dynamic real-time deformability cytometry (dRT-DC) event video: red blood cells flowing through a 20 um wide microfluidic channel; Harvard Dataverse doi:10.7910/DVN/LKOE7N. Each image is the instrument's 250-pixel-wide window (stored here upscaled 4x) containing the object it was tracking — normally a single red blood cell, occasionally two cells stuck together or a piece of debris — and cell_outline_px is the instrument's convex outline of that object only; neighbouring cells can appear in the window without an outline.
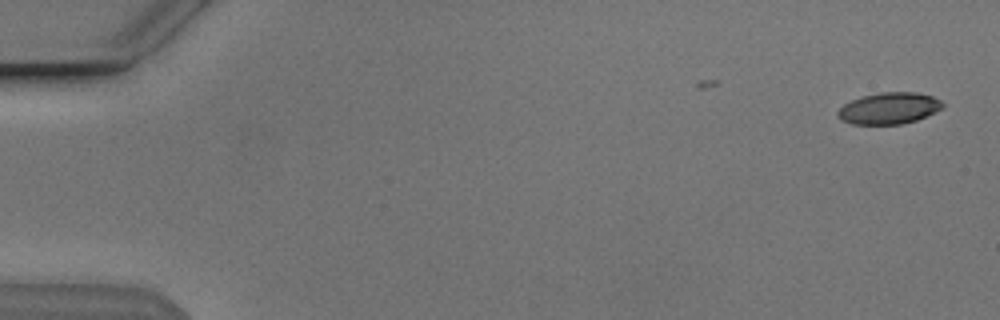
{"species": "Egyptian fruit bat (a non-hibernating species)", "species_latin": "Rousettus aegyptiacus", "temperature_condition": "cold", "stored_images_in_passage": 9, "camera_frame_rate_fps": 3000, "um_per_image_px": 0.085, "animal": {"sex": "male"}, "frame": {"image": 1, "passage_image": 1, "time_ms": 0.0, "image_size_px": [1000, 320], "cell_outline_px": [[944, 108], [916, 120], [900, 124], [852, 124], [840, 120], [836, 116], [836, 112], [844, 104], [860, 96], [880, 92], [916, 92], [932, 96], [940, 100], [944, 104]], "centroid_in_image_um": [75.54, 9.2], "position_along_channel_um": 9.5, "area_um2": 19.36}}